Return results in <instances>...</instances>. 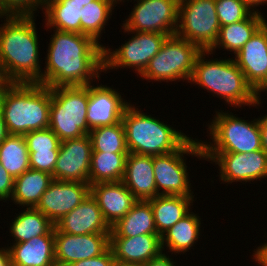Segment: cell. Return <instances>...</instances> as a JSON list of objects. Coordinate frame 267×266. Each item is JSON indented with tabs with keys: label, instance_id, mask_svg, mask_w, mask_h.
<instances>
[{
	"label": "cell",
	"instance_id": "obj_34",
	"mask_svg": "<svg viewBox=\"0 0 267 266\" xmlns=\"http://www.w3.org/2000/svg\"><path fill=\"white\" fill-rule=\"evenodd\" d=\"M116 7L114 0H94L85 10V35L93 38L98 44L112 12Z\"/></svg>",
	"mask_w": 267,
	"mask_h": 266
},
{
	"label": "cell",
	"instance_id": "obj_44",
	"mask_svg": "<svg viewBox=\"0 0 267 266\" xmlns=\"http://www.w3.org/2000/svg\"><path fill=\"white\" fill-rule=\"evenodd\" d=\"M267 91V76L266 78L262 81V83L255 89V101H256V106H261V92H266Z\"/></svg>",
	"mask_w": 267,
	"mask_h": 266
},
{
	"label": "cell",
	"instance_id": "obj_32",
	"mask_svg": "<svg viewBox=\"0 0 267 266\" xmlns=\"http://www.w3.org/2000/svg\"><path fill=\"white\" fill-rule=\"evenodd\" d=\"M0 163L14 179L30 169L24 135L9 134L3 140L0 144Z\"/></svg>",
	"mask_w": 267,
	"mask_h": 266
},
{
	"label": "cell",
	"instance_id": "obj_11",
	"mask_svg": "<svg viewBox=\"0 0 267 266\" xmlns=\"http://www.w3.org/2000/svg\"><path fill=\"white\" fill-rule=\"evenodd\" d=\"M125 33L132 34L128 41H125L118 49L106 48L104 46V73L113 69H134L137 76L140 75L149 61L160 51L167 34L153 32L127 31L121 26ZM111 49V50H110Z\"/></svg>",
	"mask_w": 267,
	"mask_h": 266
},
{
	"label": "cell",
	"instance_id": "obj_6",
	"mask_svg": "<svg viewBox=\"0 0 267 266\" xmlns=\"http://www.w3.org/2000/svg\"><path fill=\"white\" fill-rule=\"evenodd\" d=\"M216 110L207 133L212 142L202 141L203 153H249L262 150L259 118L248 121L229 110ZM209 130V132H208ZM206 142V143H205Z\"/></svg>",
	"mask_w": 267,
	"mask_h": 266
},
{
	"label": "cell",
	"instance_id": "obj_1",
	"mask_svg": "<svg viewBox=\"0 0 267 266\" xmlns=\"http://www.w3.org/2000/svg\"><path fill=\"white\" fill-rule=\"evenodd\" d=\"M39 84L87 86L104 72V45L76 32L53 30ZM94 80V81H93Z\"/></svg>",
	"mask_w": 267,
	"mask_h": 266
},
{
	"label": "cell",
	"instance_id": "obj_49",
	"mask_svg": "<svg viewBox=\"0 0 267 266\" xmlns=\"http://www.w3.org/2000/svg\"><path fill=\"white\" fill-rule=\"evenodd\" d=\"M54 1H57V0H43V8H44L48 3H51V2H54Z\"/></svg>",
	"mask_w": 267,
	"mask_h": 266
},
{
	"label": "cell",
	"instance_id": "obj_12",
	"mask_svg": "<svg viewBox=\"0 0 267 266\" xmlns=\"http://www.w3.org/2000/svg\"><path fill=\"white\" fill-rule=\"evenodd\" d=\"M133 1L137 3L122 25L127 31L176 34L180 0Z\"/></svg>",
	"mask_w": 267,
	"mask_h": 266
},
{
	"label": "cell",
	"instance_id": "obj_4",
	"mask_svg": "<svg viewBox=\"0 0 267 266\" xmlns=\"http://www.w3.org/2000/svg\"><path fill=\"white\" fill-rule=\"evenodd\" d=\"M209 55V51H202L197 56L189 83L199 85L198 87L213 93V96L224 98V103L230 107L239 109L246 105L256 108L255 90L246 81L233 57L208 60Z\"/></svg>",
	"mask_w": 267,
	"mask_h": 266
},
{
	"label": "cell",
	"instance_id": "obj_37",
	"mask_svg": "<svg viewBox=\"0 0 267 266\" xmlns=\"http://www.w3.org/2000/svg\"><path fill=\"white\" fill-rule=\"evenodd\" d=\"M37 8L43 11V0H0V15H35Z\"/></svg>",
	"mask_w": 267,
	"mask_h": 266
},
{
	"label": "cell",
	"instance_id": "obj_40",
	"mask_svg": "<svg viewBox=\"0 0 267 266\" xmlns=\"http://www.w3.org/2000/svg\"><path fill=\"white\" fill-rule=\"evenodd\" d=\"M14 178L5 170L0 163V201L10 200L13 194Z\"/></svg>",
	"mask_w": 267,
	"mask_h": 266
},
{
	"label": "cell",
	"instance_id": "obj_26",
	"mask_svg": "<svg viewBox=\"0 0 267 266\" xmlns=\"http://www.w3.org/2000/svg\"><path fill=\"white\" fill-rule=\"evenodd\" d=\"M193 199L194 196L158 195L147 200L151 204L159 236L192 211Z\"/></svg>",
	"mask_w": 267,
	"mask_h": 266
},
{
	"label": "cell",
	"instance_id": "obj_13",
	"mask_svg": "<svg viewBox=\"0 0 267 266\" xmlns=\"http://www.w3.org/2000/svg\"><path fill=\"white\" fill-rule=\"evenodd\" d=\"M204 159L219 166V180L223 183L259 181L267 178V153H203Z\"/></svg>",
	"mask_w": 267,
	"mask_h": 266
},
{
	"label": "cell",
	"instance_id": "obj_24",
	"mask_svg": "<svg viewBox=\"0 0 267 266\" xmlns=\"http://www.w3.org/2000/svg\"><path fill=\"white\" fill-rule=\"evenodd\" d=\"M55 227L47 234L5 247L11 266H56Z\"/></svg>",
	"mask_w": 267,
	"mask_h": 266
},
{
	"label": "cell",
	"instance_id": "obj_47",
	"mask_svg": "<svg viewBox=\"0 0 267 266\" xmlns=\"http://www.w3.org/2000/svg\"><path fill=\"white\" fill-rule=\"evenodd\" d=\"M8 132L6 129V125H5V121H4V117H3V113L2 110L0 108V144L3 142V140L8 136Z\"/></svg>",
	"mask_w": 267,
	"mask_h": 266
},
{
	"label": "cell",
	"instance_id": "obj_33",
	"mask_svg": "<svg viewBox=\"0 0 267 266\" xmlns=\"http://www.w3.org/2000/svg\"><path fill=\"white\" fill-rule=\"evenodd\" d=\"M92 152L129 153L122 122L90 130Z\"/></svg>",
	"mask_w": 267,
	"mask_h": 266
},
{
	"label": "cell",
	"instance_id": "obj_35",
	"mask_svg": "<svg viewBox=\"0 0 267 266\" xmlns=\"http://www.w3.org/2000/svg\"><path fill=\"white\" fill-rule=\"evenodd\" d=\"M215 7L221 26L247 19L253 13L244 0H215Z\"/></svg>",
	"mask_w": 267,
	"mask_h": 266
},
{
	"label": "cell",
	"instance_id": "obj_17",
	"mask_svg": "<svg viewBox=\"0 0 267 266\" xmlns=\"http://www.w3.org/2000/svg\"><path fill=\"white\" fill-rule=\"evenodd\" d=\"M88 85V108L86 120L90 130L122 122L126 108L130 105L117 89L111 86Z\"/></svg>",
	"mask_w": 267,
	"mask_h": 266
},
{
	"label": "cell",
	"instance_id": "obj_25",
	"mask_svg": "<svg viewBox=\"0 0 267 266\" xmlns=\"http://www.w3.org/2000/svg\"><path fill=\"white\" fill-rule=\"evenodd\" d=\"M263 13L253 12L247 19L221 26L218 38L212 48L211 54L218 48L236 54L267 21Z\"/></svg>",
	"mask_w": 267,
	"mask_h": 266
},
{
	"label": "cell",
	"instance_id": "obj_42",
	"mask_svg": "<svg viewBox=\"0 0 267 266\" xmlns=\"http://www.w3.org/2000/svg\"><path fill=\"white\" fill-rule=\"evenodd\" d=\"M267 241V240H265ZM262 244V245H261ZM259 247L253 250V261L259 266H267V242L261 243Z\"/></svg>",
	"mask_w": 267,
	"mask_h": 266
},
{
	"label": "cell",
	"instance_id": "obj_20",
	"mask_svg": "<svg viewBox=\"0 0 267 266\" xmlns=\"http://www.w3.org/2000/svg\"><path fill=\"white\" fill-rule=\"evenodd\" d=\"M55 228L60 232L73 235L111 232V227L104 220L101 209L91 194L63 216L55 224Z\"/></svg>",
	"mask_w": 267,
	"mask_h": 266
},
{
	"label": "cell",
	"instance_id": "obj_23",
	"mask_svg": "<svg viewBox=\"0 0 267 266\" xmlns=\"http://www.w3.org/2000/svg\"><path fill=\"white\" fill-rule=\"evenodd\" d=\"M94 0H57L43 8L45 27L85 35V10Z\"/></svg>",
	"mask_w": 267,
	"mask_h": 266
},
{
	"label": "cell",
	"instance_id": "obj_10",
	"mask_svg": "<svg viewBox=\"0 0 267 266\" xmlns=\"http://www.w3.org/2000/svg\"><path fill=\"white\" fill-rule=\"evenodd\" d=\"M221 25L215 0H180L176 35L209 51L216 42Z\"/></svg>",
	"mask_w": 267,
	"mask_h": 266
},
{
	"label": "cell",
	"instance_id": "obj_27",
	"mask_svg": "<svg viewBox=\"0 0 267 266\" xmlns=\"http://www.w3.org/2000/svg\"><path fill=\"white\" fill-rule=\"evenodd\" d=\"M201 218L194 212H189L175 225L161 235L162 250L172 252L171 255L185 254L190 248L195 246L201 235ZM165 249V250H164Z\"/></svg>",
	"mask_w": 267,
	"mask_h": 266
},
{
	"label": "cell",
	"instance_id": "obj_2",
	"mask_svg": "<svg viewBox=\"0 0 267 266\" xmlns=\"http://www.w3.org/2000/svg\"><path fill=\"white\" fill-rule=\"evenodd\" d=\"M6 19H5V18ZM0 79L4 83H39V38L35 15H0Z\"/></svg>",
	"mask_w": 267,
	"mask_h": 266
},
{
	"label": "cell",
	"instance_id": "obj_14",
	"mask_svg": "<svg viewBox=\"0 0 267 266\" xmlns=\"http://www.w3.org/2000/svg\"><path fill=\"white\" fill-rule=\"evenodd\" d=\"M92 151L89 134L61 141L53 179L89 183Z\"/></svg>",
	"mask_w": 267,
	"mask_h": 266
},
{
	"label": "cell",
	"instance_id": "obj_41",
	"mask_svg": "<svg viewBox=\"0 0 267 266\" xmlns=\"http://www.w3.org/2000/svg\"><path fill=\"white\" fill-rule=\"evenodd\" d=\"M167 252H162L159 256L152 258L143 266H176V262L171 259Z\"/></svg>",
	"mask_w": 267,
	"mask_h": 266
},
{
	"label": "cell",
	"instance_id": "obj_8",
	"mask_svg": "<svg viewBox=\"0 0 267 266\" xmlns=\"http://www.w3.org/2000/svg\"><path fill=\"white\" fill-rule=\"evenodd\" d=\"M202 50L192 42L168 36L160 51L152 58L140 77L144 80L159 82L188 81L192 76L195 61Z\"/></svg>",
	"mask_w": 267,
	"mask_h": 266
},
{
	"label": "cell",
	"instance_id": "obj_18",
	"mask_svg": "<svg viewBox=\"0 0 267 266\" xmlns=\"http://www.w3.org/2000/svg\"><path fill=\"white\" fill-rule=\"evenodd\" d=\"M233 58L255 90L267 76V21Z\"/></svg>",
	"mask_w": 267,
	"mask_h": 266
},
{
	"label": "cell",
	"instance_id": "obj_15",
	"mask_svg": "<svg viewBox=\"0 0 267 266\" xmlns=\"http://www.w3.org/2000/svg\"><path fill=\"white\" fill-rule=\"evenodd\" d=\"M89 195V183L53 180L35 208L55 225Z\"/></svg>",
	"mask_w": 267,
	"mask_h": 266
},
{
	"label": "cell",
	"instance_id": "obj_50",
	"mask_svg": "<svg viewBox=\"0 0 267 266\" xmlns=\"http://www.w3.org/2000/svg\"><path fill=\"white\" fill-rule=\"evenodd\" d=\"M129 1V0H128ZM131 2H132V0H130ZM114 2H115V4L117 5V4H120L121 2H125L124 0H114Z\"/></svg>",
	"mask_w": 267,
	"mask_h": 266
},
{
	"label": "cell",
	"instance_id": "obj_28",
	"mask_svg": "<svg viewBox=\"0 0 267 266\" xmlns=\"http://www.w3.org/2000/svg\"><path fill=\"white\" fill-rule=\"evenodd\" d=\"M53 180V176L47 172L28 169L14 179L10 201L19 204L17 207L35 208Z\"/></svg>",
	"mask_w": 267,
	"mask_h": 266
},
{
	"label": "cell",
	"instance_id": "obj_30",
	"mask_svg": "<svg viewBox=\"0 0 267 266\" xmlns=\"http://www.w3.org/2000/svg\"><path fill=\"white\" fill-rule=\"evenodd\" d=\"M16 217L10 223V236L14 241L11 244L23 243L42 235H47L55 225L36 208H26L15 213ZM18 214V215H17Z\"/></svg>",
	"mask_w": 267,
	"mask_h": 266
},
{
	"label": "cell",
	"instance_id": "obj_29",
	"mask_svg": "<svg viewBox=\"0 0 267 266\" xmlns=\"http://www.w3.org/2000/svg\"><path fill=\"white\" fill-rule=\"evenodd\" d=\"M144 234H157V229L151 204L138 200L124 217L111 226L110 237H135Z\"/></svg>",
	"mask_w": 267,
	"mask_h": 266
},
{
	"label": "cell",
	"instance_id": "obj_16",
	"mask_svg": "<svg viewBox=\"0 0 267 266\" xmlns=\"http://www.w3.org/2000/svg\"><path fill=\"white\" fill-rule=\"evenodd\" d=\"M54 244L56 266H69L103 254L110 247V233L73 235L55 228Z\"/></svg>",
	"mask_w": 267,
	"mask_h": 266
},
{
	"label": "cell",
	"instance_id": "obj_36",
	"mask_svg": "<svg viewBox=\"0 0 267 266\" xmlns=\"http://www.w3.org/2000/svg\"><path fill=\"white\" fill-rule=\"evenodd\" d=\"M24 138L29 152H59L61 140L50 128L30 131Z\"/></svg>",
	"mask_w": 267,
	"mask_h": 266
},
{
	"label": "cell",
	"instance_id": "obj_19",
	"mask_svg": "<svg viewBox=\"0 0 267 266\" xmlns=\"http://www.w3.org/2000/svg\"><path fill=\"white\" fill-rule=\"evenodd\" d=\"M90 194L110 227L124 217L138 201L122 181L90 185Z\"/></svg>",
	"mask_w": 267,
	"mask_h": 266
},
{
	"label": "cell",
	"instance_id": "obj_5",
	"mask_svg": "<svg viewBox=\"0 0 267 266\" xmlns=\"http://www.w3.org/2000/svg\"><path fill=\"white\" fill-rule=\"evenodd\" d=\"M126 145L130 153L148 156L178 150L190 137L130 104L123 115Z\"/></svg>",
	"mask_w": 267,
	"mask_h": 266
},
{
	"label": "cell",
	"instance_id": "obj_45",
	"mask_svg": "<svg viewBox=\"0 0 267 266\" xmlns=\"http://www.w3.org/2000/svg\"><path fill=\"white\" fill-rule=\"evenodd\" d=\"M0 266H11L10 256L5 246L0 248Z\"/></svg>",
	"mask_w": 267,
	"mask_h": 266
},
{
	"label": "cell",
	"instance_id": "obj_39",
	"mask_svg": "<svg viewBox=\"0 0 267 266\" xmlns=\"http://www.w3.org/2000/svg\"><path fill=\"white\" fill-rule=\"evenodd\" d=\"M114 254L109 247L103 254L86 260L73 262L69 266H111L114 262Z\"/></svg>",
	"mask_w": 267,
	"mask_h": 266
},
{
	"label": "cell",
	"instance_id": "obj_22",
	"mask_svg": "<svg viewBox=\"0 0 267 266\" xmlns=\"http://www.w3.org/2000/svg\"><path fill=\"white\" fill-rule=\"evenodd\" d=\"M122 182L137 200L147 201L158 196L153 156L129 152Z\"/></svg>",
	"mask_w": 267,
	"mask_h": 266
},
{
	"label": "cell",
	"instance_id": "obj_3",
	"mask_svg": "<svg viewBox=\"0 0 267 266\" xmlns=\"http://www.w3.org/2000/svg\"><path fill=\"white\" fill-rule=\"evenodd\" d=\"M51 87L39 83H2L0 108L8 134L49 128Z\"/></svg>",
	"mask_w": 267,
	"mask_h": 266
},
{
	"label": "cell",
	"instance_id": "obj_7",
	"mask_svg": "<svg viewBox=\"0 0 267 266\" xmlns=\"http://www.w3.org/2000/svg\"><path fill=\"white\" fill-rule=\"evenodd\" d=\"M51 95L49 128L53 133L61 141L89 134L88 85L52 87Z\"/></svg>",
	"mask_w": 267,
	"mask_h": 266
},
{
	"label": "cell",
	"instance_id": "obj_38",
	"mask_svg": "<svg viewBox=\"0 0 267 266\" xmlns=\"http://www.w3.org/2000/svg\"><path fill=\"white\" fill-rule=\"evenodd\" d=\"M59 152H29L30 169L53 175Z\"/></svg>",
	"mask_w": 267,
	"mask_h": 266
},
{
	"label": "cell",
	"instance_id": "obj_9",
	"mask_svg": "<svg viewBox=\"0 0 267 266\" xmlns=\"http://www.w3.org/2000/svg\"><path fill=\"white\" fill-rule=\"evenodd\" d=\"M184 155L204 159L200 140L190 137L178 150L153 156L154 177L158 195L195 196L191 189L190 176L187 172L188 166Z\"/></svg>",
	"mask_w": 267,
	"mask_h": 266
},
{
	"label": "cell",
	"instance_id": "obj_31",
	"mask_svg": "<svg viewBox=\"0 0 267 266\" xmlns=\"http://www.w3.org/2000/svg\"><path fill=\"white\" fill-rule=\"evenodd\" d=\"M128 154L92 152L89 184L122 181Z\"/></svg>",
	"mask_w": 267,
	"mask_h": 266
},
{
	"label": "cell",
	"instance_id": "obj_21",
	"mask_svg": "<svg viewBox=\"0 0 267 266\" xmlns=\"http://www.w3.org/2000/svg\"><path fill=\"white\" fill-rule=\"evenodd\" d=\"M110 248L116 261L140 266L163 252L161 236L158 234L110 237Z\"/></svg>",
	"mask_w": 267,
	"mask_h": 266
},
{
	"label": "cell",
	"instance_id": "obj_43",
	"mask_svg": "<svg viewBox=\"0 0 267 266\" xmlns=\"http://www.w3.org/2000/svg\"><path fill=\"white\" fill-rule=\"evenodd\" d=\"M261 137H262V149L267 153V114L259 118Z\"/></svg>",
	"mask_w": 267,
	"mask_h": 266
},
{
	"label": "cell",
	"instance_id": "obj_48",
	"mask_svg": "<svg viewBox=\"0 0 267 266\" xmlns=\"http://www.w3.org/2000/svg\"><path fill=\"white\" fill-rule=\"evenodd\" d=\"M111 266H140V265L129 264V263H122V262H119V261L114 260V262L112 263Z\"/></svg>",
	"mask_w": 267,
	"mask_h": 266
},
{
	"label": "cell",
	"instance_id": "obj_46",
	"mask_svg": "<svg viewBox=\"0 0 267 266\" xmlns=\"http://www.w3.org/2000/svg\"><path fill=\"white\" fill-rule=\"evenodd\" d=\"M244 1L251 8L253 12H258V13L261 12L259 11V9H257V7H259L262 4L267 5V0H244Z\"/></svg>",
	"mask_w": 267,
	"mask_h": 266
}]
</instances>
